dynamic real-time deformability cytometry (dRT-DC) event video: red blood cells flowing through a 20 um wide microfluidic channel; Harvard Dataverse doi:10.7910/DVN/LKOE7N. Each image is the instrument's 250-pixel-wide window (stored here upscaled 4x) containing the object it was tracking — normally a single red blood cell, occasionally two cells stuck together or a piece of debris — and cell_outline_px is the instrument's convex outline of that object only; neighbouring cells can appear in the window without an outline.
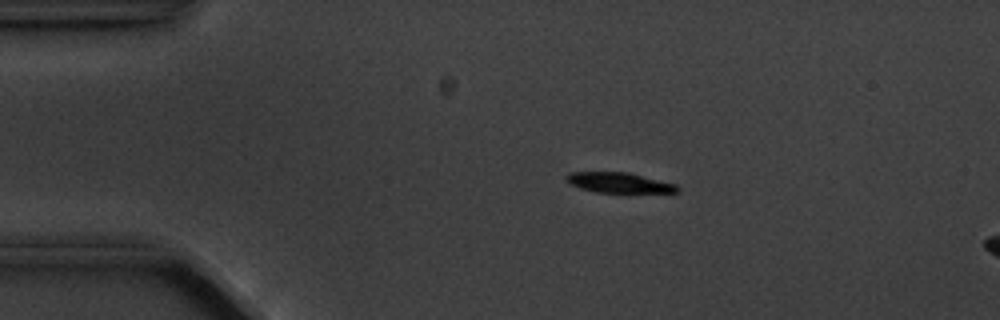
{"species": "common noctule bat (a hibernating species)", "species_latin": "Nyctalus noctula", "temperature_condition": "cold", "stored_images_in_passage": 5, "camera_frame_rate_fps": 3000, "um_per_image_px": 0.085, "animal": {"sex": "male", "body_mass_g": 20.1, "forearm_length_mm": 53.5}, "frame": {"image": 1, "passage_image": 3, "time_ms": 2.333, "image_size_px": [1000, 320], "cell_outline_px": [[680, 188], [676, 192], [596, 192], [580, 188], [572, 184], [564, 176], [572, 172], [628, 172], [676, 184]], "centroid_in_image_um": [52.63, 15.52], "position_along_channel_um": 32.4, "area_um2": 12.83}}